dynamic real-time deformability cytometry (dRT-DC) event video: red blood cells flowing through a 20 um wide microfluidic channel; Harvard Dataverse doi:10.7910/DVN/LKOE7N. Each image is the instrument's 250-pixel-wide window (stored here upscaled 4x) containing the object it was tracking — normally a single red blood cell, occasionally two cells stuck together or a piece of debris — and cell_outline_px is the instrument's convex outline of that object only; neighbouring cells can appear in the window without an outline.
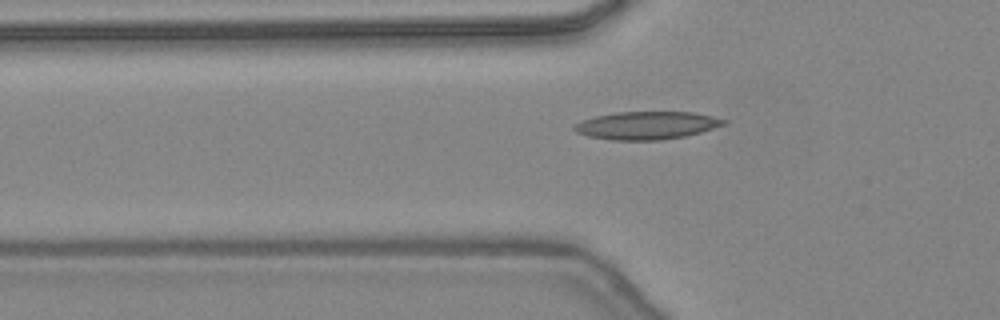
{"species": "common noctule bat (a hibernating species)", "species_latin": "Nyctalus noctula", "temperature_condition": "warm", "stored_images_in_passage": 46, "camera_frame_rate_fps": 3000, "um_per_image_px": 0.085, "animal": {"sex": "female", "body_mass_g": 24.6, "forearm_length_mm": 56.2}, "frame": {"image": 1, "passage_image": 17, "time_ms": 5.333, "image_size_px": [1000, 320], "cell_outline_px": [[728, 120], [724, 124], [700, 132], [684, 136], [660, 140], [612, 140], [588, 136], [576, 132], [572, 128], [572, 124], [596, 116], [616, 112], [696, 112]], "centroid_in_image_um": [54.94, 10.65], "position_along_channel_um": 70.9, "area_um2": 24.16}}
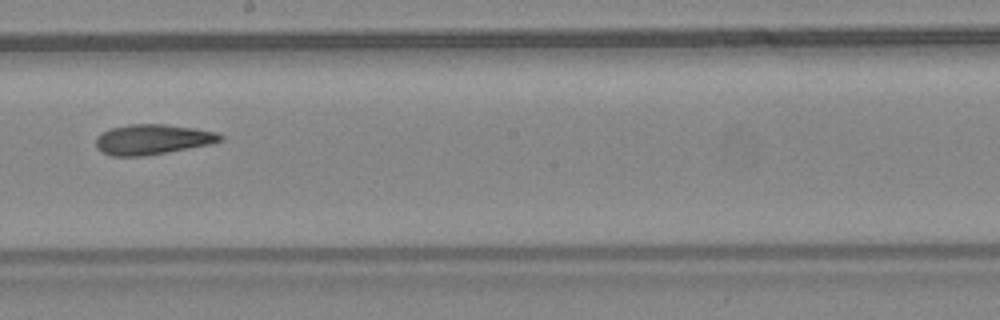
{"frame": {"image": 2, "passage_image": 28, "time_ms": 9.0, "image_size_px": [1000, 320], "cell_outline_px": [[224, 140], [212, 144], [168, 152], [144, 156], [112, 156], [100, 152], [96, 148], [96, 136], [112, 128], [128, 124], [164, 124], [192, 128], [216, 132], [224, 136]], "centroid_in_image_um": [12.96, 11.86], "position_along_channel_um": 235.2, "area_um2": 21.96}}
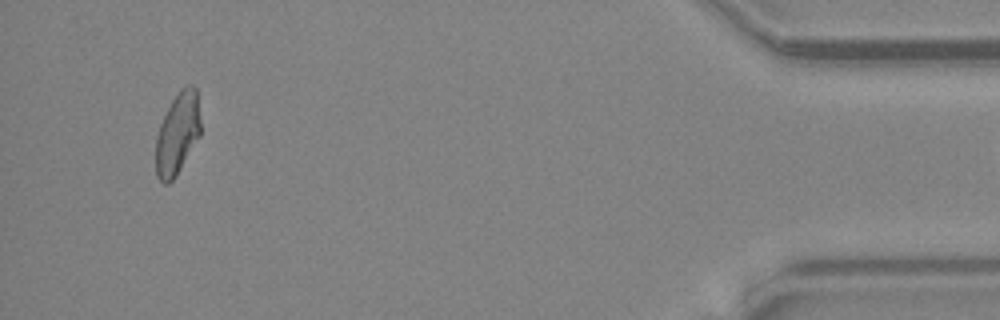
{"frame": {"image": 3, "passage_image": 45, "time_ms": 14.667, "image_size_px": [1000, 320], "cell_outline_px": [[200, 136], [176, 176], [168, 184], [164, 184], [156, 176], [156, 136], [160, 124], [172, 100], [180, 88], [188, 84], [192, 84], [196, 88], [200, 120]], "centroid_in_image_um": [15.09, 11.36], "position_along_channel_um": 420.1, "area_um2": 21.39}}